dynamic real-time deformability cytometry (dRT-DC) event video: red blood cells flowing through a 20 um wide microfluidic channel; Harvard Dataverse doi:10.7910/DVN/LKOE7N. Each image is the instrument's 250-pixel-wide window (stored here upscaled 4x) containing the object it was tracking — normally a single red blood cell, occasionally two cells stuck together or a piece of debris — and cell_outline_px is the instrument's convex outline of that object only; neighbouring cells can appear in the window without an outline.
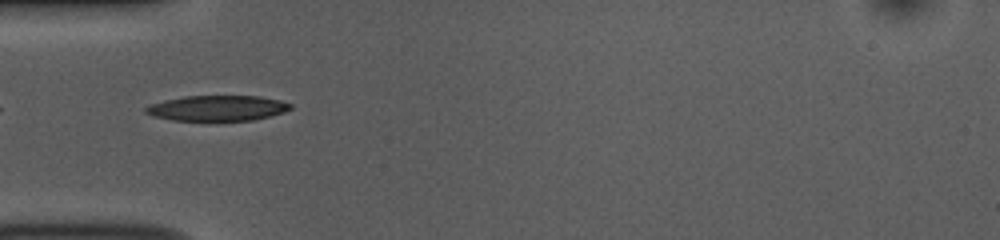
{"species": "common noctule bat (a hibernating species)", "species_latin": "Nyctalus noctula", "temperature_condition": "room temperature", "stored_images_in_passage": 37, "camera_frame_rate_fps": 3000, "um_per_image_px": 0.085, "animal": {"sex": "female", "body_mass_g": 10.0, "forearm_length_mm": 53.1}, "frame": {"image": 1, "passage_image": 1, "time_ms": 0.0, "image_size_px": [1000, 240], "cell_outline_px": [[292, 108], [284, 112], [252, 120], [172, 120], [156, 116], [144, 112], [144, 108], [148, 104], [164, 100], [184, 96], [260, 96], [280, 100], [292, 104]], "centroid_in_image_um": [18.46, 9.18], "position_along_channel_um": 66.5, "area_um2": 21.33}}
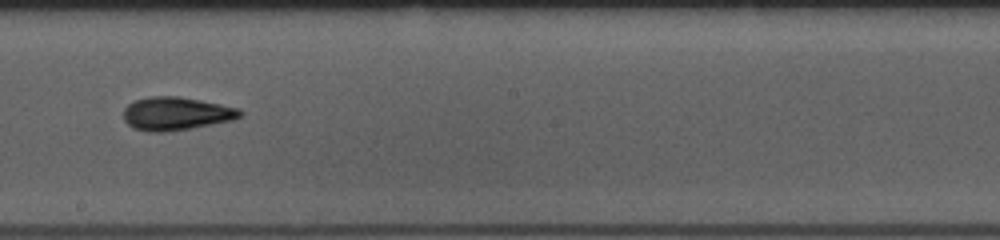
{"frame": {"image": 2, "passage_image": 14, "time_ms": 4.333, "image_size_px": [1000, 240], "cell_outline_px": [[244, 112], [240, 116], [232, 120], [188, 128], [164, 132], [148, 132], [132, 128], [124, 120], [124, 108], [128, 104], [136, 100], [152, 96], [180, 96], [240, 108]], "centroid_in_image_um": [14.95, 9.65], "position_along_channel_um": 233.2, "area_um2": 22.43}}
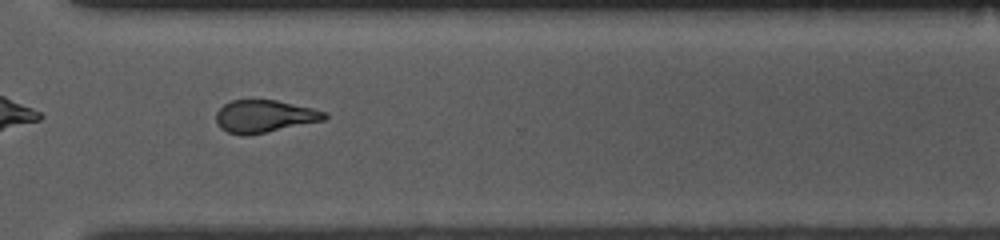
{"frame": {"image": 3, "passage_image": 23, "time_ms": 7.333, "image_size_px": [1000, 240], "cell_outline_px": [[328, 116], [324, 120], [248, 136], [240, 136], [228, 132], [220, 128], [216, 120], [216, 112], [224, 104], [232, 100], [276, 100], [312, 108], [328, 112]], "centroid_in_image_um": [22.47, 9.89], "position_along_channel_um": 348.1, "area_um2": 20.58}, "authors_computed_cell_mechanics": {"area_um2": 21.386, "velocity_mm_per_s": 3.8377, "shape_relaxation_time_tau1_ms": 5.22, "shape_relaxation_time_tau2_ms": 3.8103, "deformation_change_tau1": 0.1651, "deformation_change_tau2": 0.1233}}